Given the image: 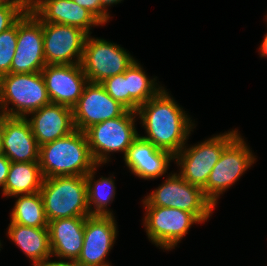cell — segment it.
Returning a JSON list of instances; mask_svg holds the SVG:
<instances>
[{"instance_id": "1", "label": "cell", "mask_w": 267, "mask_h": 266, "mask_svg": "<svg viewBox=\"0 0 267 266\" xmlns=\"http://www.w3.org/2000/svg\"><path fill=\"white\" fill-rule=\"evenodd\" d=\"M186 113L163 87L137 110L146 133L141 137L175 156L195 128L194 121Z\"/></svg>"}, {"instance_id": "27", "label": "cell", "mask_w": 267, "mask_h": 266, "mask_svg": "<svg viewBox=\"0 0 267 266\" xmlns=\"http://www.w3.org/2000/svg\"><path fill=\"white\" fill-rule=\"evenodd\" d=\"M17 46V21L0 34V77L11 73Z\"/></svg>"}, {"instance_id": "21", "label": "cell", "mask_w": 267, "mask_h": 266, "mask_svg": "<svg viewBox=\"0 0 267 266\" xmlns=\"http://www.w3.org/2000/svg\"><path fill=\"white\" fill-rule=\"evenodd\" d=\"M8 238L32 261L40 266L52 259L48 228H36L9 223Z\"/></svg>"}, {"instance_id": "6", "label": "cell", "mask_w": 267, "mask_h": 266, "mask_svg": "<svg viewBox=\"0 0 267 266\" xmlns=\"http://www.w3.org/2000/svg\"><path fill=\"white\" fill-rule=\"evenodd\" d=\"M137 117V112L127 110L120 117L94 124L84 131L97 165L110 161L112 153L121 152L123 156L126 154L140 135L135 126Z\"/></svg>"}, {"instance_id": "18", "label": "cell", "mask_w": 267, "mask_h": 266, "mask_svg": "<svg viewBox=\"0 0 267 266\" xmlns=\"http://www.w3.org/2000/svg\"><path fill=\"white\" fill-rule=\"evenodd\" d=\"M1 152L11 162L39 161V145L26 118L5 114Z\"/></svg>"}, {"instance_id": "3", "label": "cell", "mask_w": 267, "mask_h": 266, "mask_svg": "<svg viewBox=\"0 0 267 266\" xmlns=\"http://www.w3.org/2000/svg\"><path fill=\"white\" fill-rule=\"evenodd\" d=\"M49 221L91 216L85 176L44 178L39 191Z\"/></svg>"}, {"instance_id": "29", "label": "cell", "mask_w": 267, "mask_h": 266, "mask_svg": "<svg viewBox=\"0 0 267 266\" xmlns=\"http://www.w3.org/2000/svg\"><path fill=\"white\" fill-rule=\"evenodd\" d=\"M22 14L12 6L0 4V34L10 28Z\"/></svg>"}, {"instance_id": "24", "label": "cell", "mask_w": 267, "mask_h": 266, "mask_svg": "<svg viewBox=\"0 0 267 266\" xmlns=\"http://www.w3.org/2000/svg\"><path fill=\"white\" fill-rule=\"evenodd\" d=\"M14 197L17 199L10 213V223L28 227L47 228L48 220L39 192Z\"/></svg>"}, {"instance_id": "11", "label": "cell", "mask_w": 267, "mask_h": 266, "mask_svg": "<svg viewBox=\"0 0 267 266\" xmlns=\"http://www.w3.org/2000/svg\"><path fill=\"white\" fill-rule=\"evenodd\" d=\"M42 22L33 14L17 20V46L11 64V73L41 72L46 66Z\"/></svg>"}, {"instance_id": "31", "label": "cell", "mask_w": 267, "mask_h": 266, "mask_svg": "<svg viewBox=\"0 0 267 266\" xmlns=\"http://www.w3.org/2000/svg\"><path fill=\"white\" fill-rule=\"evenodd\" d=\"M11 161L0 152V188L2 189L5 185L9 169H10Z\"/></svg>"}, {"instance_id": "16", "label": "cell", "mask_w": 267, "mask_h": 266, "mask_svg": "<svg viewBox=\"0 0 267 266\" xmlns=\"http://www.w3.org/2000/svg\"><path fill=\"white\" fill-rule=\"evenodd\" d=\"M132 174L144 180H154L165 175L174 156L159 149L139 135L123 157Z\"/></svg>"}, {"instance_id": "15", "label": "cell", "mask_w": 267, "mask_h": 266, "mask_svg": "<svg viewBox=\"0 0 267 266\" xmlns=\"http://www.w3.org/2000/svg\"><path fill=\"white\" fill-rule=\"evenodd\" d=\"M53 104L73 108L88 83L81 64L46 65L41 71Z\"/></svg>"}, {"instance_id": "13", "label": "cell", "mask_w": 267, "mask_h": 266, "mask_svg": "<svg viewBox=\"0 0 267 266\" xmlns=\"http://www.w3.org/2000/svg\"><path fill=\"white\" fill-rule=\"evenodd\" d=\"M116 223L114 215L86 217L79 266H111L106 259L118 236Z\"/></svg>"}, {"instance_id": "22", "label": "cell", "mask_w": 267, "mask_h": 266, "mask_svg": "<svg viewBox=\"0 0 267 266\" xmlns=\"http://www.w3.org/2000/svg\"><path fill=\"white\" fill-rule=\"evenodd\" d=\"M43 179L39 162H11L2 195L8 198L39 192Z\"/></svg>"}, {"instance_id": "5", "label": "cell", "mask_w": 267, "mask_h": 266, "mask_svg": "<svg viewBox=\"0 0 267 266\" xmlns=\"http://www.w3.org/2000/svg\"><path fill=\"white\" fill-rule=\"evenodd\" d=\"M143 206L176 208L192 213L201 223L209 220L214 204L203 189L186 182L178 173H170L160 186L142 200Z\"/></svg>"}, {"instance_id": "9", "label": "cell", "mask_w": 267, "mask_h": 266, "mask_svg": "<svg viewBox=\"0 0 267 266\" xmlns=\"http://www.w3.org/2000/svg\"><path fill=\"white\" fill-rule=\"evenodd\" d=\"M135 61L121 45L90 34L80 64L88 82L101 83L108 77L124 73Z\"/></svg>"}, {"instance_id": "4", "label": "cell", "mask_w": 267, "mask_h": 266, "mask_svg": "<svg viewBox=\"0 0 267 266\" xmlns=\"http://www.w3.org/2000/svg\"><path fill=\"white\" fill-rule=\"evenodd\" d=\"M49 104L51 100L41 72L9 73L0 77V112L8 117L26 118Z\"/></svg>"}, {"instance_id": "19", "label": "cell", "mask_w": 267, "mask_h": 266, "mask_svg": "<svg viewBox=\"0 0 267 266\" xmlns=\"http://www.w3.org/2000/svg\"><path fill=\"white\" fill-rule=\"evenodd\" d=\"M33 14L42 23H56L80 28L88 35L92 27L103 24L73 0H35Z\"/></svg>"}, {"instance_id": "32", "label": "cell", "mask_w": 267, "mask_h": 266, "mask_svg": "<svg viewBox=\"0 0 267 266\" xmlns=\"http://www.w3.org/2000/svg\"><path fill=\"white\" fill-rule=\"evenodd\" d=\"M40 266H79V265L74 261L49 260Z\"/></svg>"}, {"instance_id": "35", "label": "cell", "mask_w": 267, "mask_h": 266, "mask_svg": "<svg viewBox=\"0 0 267 266\" xmlns=\"http://www.w3.org/2000/svg\"><path fill=\"white\" fill-rule=\"evenodd\" d=\"M5 124V114L0 112V152H1V145H2V135L4 130Z\"/></svg>"}, {"instance_id": "17", "label": "cell", "mask_w": 267, "mask_h": 266, "mask_svg": "<svg viewBox=\"0 0 267 266\" xmlns=\"http://www.w3.org/2000/svg\"><path fill=\"white\" fill-rule=\"evenodd\" d=\"M26 119L31 125L39 147L63 138L76 130L73 110L65 105L51 103L31 112Z\"/></svg>"}, {"instance_id": "20", "label": "cell", "mask_w": 267, "mask_h": 266, "mask_svg": "<svg viewBox=\"0 0 267 266\" xmlns=\"http://www.w3.org/2000/svg\"><path fill=\"white\" fill-rule=\"evenodd\" d=\"M85 221L86 217H72L48 222L53 257L61 261H77L83 247Z\"/></svg>"}, {"instance_id": "25", "label": "cell", "mask_w": 267, "mask_h": 266, "mask_svg": "<svg viewBox=\"0 0 267 266\" xmlns=\"http://www.w3.org/2000/svg\"><path fill=\"white\" fill-rule=\"evenodd\" d=\"M157 77L151 79L145 73L141 64L136 60L127 70L128 93L139 104L146 103L154 97L163 86L156 82Z\"/></svg>"}, {"instance_id": "8", "label": "cell", "mask_w": 267, "mask_h": 266, "mask_svg": "<svg viewBox=\"0 0 267 266\" xmlns=\"http://www.w3.org/2000/svg\"><path fill=\"white\" fill-rule=\"evenodd\" d=\"M255 157L240 133L224 148L208 177L207 185L203 188L205 196L214 206L217 205L220 195L255 163Z\"/></svg>"}, {"instance_id": "2", "label": "cell", "mask_w": 267, "mask_h": 266, "mask_svg": "<svg viewBox=\"0 0 267 266\" xmlns=\"http://www.w3.org/2000/svg\"><path fill=\"white\" fill-rule=\"evenodd\" d=\"M38 162L43 178L85 176L97 166L86 135L80 130L40 146Z\"/></svg>"}, {"instance_id": "10", "label": "cell", "mask_w": 267, "mask_h": 266, "mask_svg": "<svg viewBox=\"0 0 267 266\" xmlns=\"http://www.w3.org/2000/svg\"><path fill=\"white\" fill-rule=\"evenodd\" d=\"M143 226L148 239L163 250H172L188 234L193 224L201 222L190 212L176 208L144 206Z\"/></svg>"}, {"instance_id": "30", "label": "cell", "mask_w": 267, "mask_h": 266, "mask_svg": "<svg viewBox=\"0 0 267 266\" xmlns=\"http://www.w3.org/2000/svg\"><path fill=\"white\" fill-rule=\"evenodd\" d=\"M0 4L12 6L22 15H26L34 12L35 0H0Z\"/></svg>"}, {"instance_id": "7", "label": "cell", "mask_w": 267, "mask_h": 266, "mask_svg": "<svg viewBox=\"0 0 267 266\" xmlns=\"http://www.w3.org/2000/svg\"><path fill=\"white\" fill-rule=\"evenodd\" d=\"M238 129L212 136L198 144L186 145L174 156L179 175L188 183L204 188L224 148L239 134Z\"/></svg>"}, {"instance_id": "12", "label": "cell", "mask_w": 267, "mask_h": 266, "mask_svg": "<svg viewBox=\"0 0 267 266\" xmlns=\"http://www.w3.org/2000/svg\"><path fill=\"white\" fill-rule=\"evenodd\" d=\"M44 57L47 65L80 64L88 34L80 28L42 23Z\"/></svg>"}, {"instance_id": "34", "label": "cell", "mask_w": 267, "mask_h": 266, "mask_svg": "<svg viewBox=\"0 0 267 266\" xmlns=\"http://www.w3.org/2000/svg\"><path fill=\"white\" fill-rule=\"evenodd\" d=\"M102 7L108 12V8L116 5L118 3H121L123 0H100Z\"/></svg>"}, {"instance_id": "26", "label": "cell", "mask_w": 267, "mask_h": 266, "mask_svg": "<svg viewBox=\"0 0 267 266\" xmlns=\"http://www.w3.org/2000/svg\"><path fill=\"white\" fill-rule=\"evenodd\" d=\"M105 91L127 110L137 112L139 104L128 93V79L126 71L106 78L100 83Z\"/></svg>"}, {"instance_id": "28", "label": "cell", "mask_w": 267, "mask_h": 266, "mask_svg": "<svg viewBox=\"0 0 267 266\" xmlns=\"http://www.w3.org/2000/svg\"><path fill=\"white\" fill-rule=\"evenodd\" d=\"M79 6L87 9L92 13L103 25L111 19L110 13L107 12L101 5L100 0H73Z\"/></svg>"}, {"instance_id": "14", "label": "cell", "mask_w": 267, "mask_h": 266, "mask_svg": "<svg viewBox=\"0 0 267 266\" xmlns=\"http://www.w3.org/2000/svg\"><path fill=\"white\" fill-rule=\"evenodd\" d=\"M72 110L75 129L82 132L94 124L120 117L127 111L100 83L93 82L86 84Z\"/></svg>"}, {"instance_id": "33", "label": "cell", "mask_w": 267, "mask_h": 266, "mask_svg": "<svg viewBox=\"0 0 267 266\" xmlns=\"http://www.w3.org/2000/svg\"><path fill=\"white\" fill-rule=\"evenodd\" d=\"M266 20H267V15H266ZM259 51L261 58L267 57V33L265 34L264 39L260 44Z\"/></svg>"}, {"instance_id": "23", "label": "cell", "mask_w": 267, "mask_h": 266, "mask_svg": "<svg viewBox=\"0 0 267 266\" xmlns=\"http://www.w3.org/2000/svg\"><path fill=\"white\" fill-rule=\"evenodd\" d=\"M97 167L99 168V165L85 175L90 215H114L113 211L108 209L116 194L114 176L108 178L101 176L98 180H95Z\"/></svg>"}]
</instances>
